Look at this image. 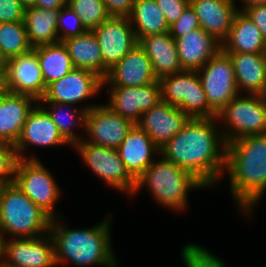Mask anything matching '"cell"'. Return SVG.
<instances>
[{
  "mask_svg": "<svg viewBox=\"0 0 266 267\" xmlns=\"http://www.w3.org/2000/svg\"><path fill=\"white\" fill-rule=\"evenodd\" d=\"M217 122V123H216ZM217 118H190L160 155L193 174L206 187L219 183L225 171L226 142Z\"/></svg>",
  "mask_w": 266,
  "mask_h": 267,
  "instance_id": "1",
  "label": "cell"
},
{
  "mask_svg": "<svg viewBox=\"0 0 266 267\" xmlns=\"http://www.w3.org/2000/svg\"><path fill=\"white\" fill-rule=\"evenodd\" d=\"M225 170L232 197L241 212L250 217L266 191V133L227 143Z\"/></svg>",
  "mask_w": 266,
  "mask_h": 267,
  "instance_id": "2",
  "label": "cell"
},
{
  "mask_svg": "<svg viewBox=\"0 0 266 267\" xmlns=\"http://www.w3.org/2000/svg\"><path fill=\"white\" fill-rule=\"evenodd\" d=\"M57 219H52L49 231L54 241L56 265L69 261L74 267H118L111 246L109 217L87 229H69Z\"/></svg>",
  "mask_w": 266,
  "mask_h": 267,
  "instance_id": "3",
  "label": "cell"
},
{
  "mask_svg": "<svg viewBox=\"0 0 266 267\" xmlns=\"http://www.w3.org/2000/svg\"><path fill=\"white\" fill-rule=\"evenodd\" d=\"M154 162L136 179L134 194L146 186L154 200L169 209L181 211L187 208L188 192L207 188L193 174L165 159Z\"/></svg>",
  "mask_w": 266,
  "mask_h": 267,
  "instance_id": "4",
  "label": "cell"
},
{
  "mask_svg": "<svg viewBox=\"0 0 266 267\" xmlns=\"http://www.w3.org/2000/svg\"><path fill=\"white\" fill-rule=\"evenodd\" d=\"M52 218L13 181L3 184L0 198V232L13 238H33L50 231Z\"/></svg>",
  "mask_w": 266,
  "mask_h": 267,
  "instance_id": "5",
  "label": "cell"
},
{
  "mask_svg": "<svg viewBox=\"0 0 266 267\" xmlns=\"http://www.w3.org/2000/svg\"><path fill=\"white\" fill-rule=\"evenodd\" d=\"M237 95L216 116L224 122L221 133L227 143L239 138L266 133V106L258 95Z\"/></svg>",
  "mask_w": 266,
  "mask_h": 267,
  "instance_id": "6",
  "label": "cell"
},
{
  "mask_svg": "<svg viewBox=\"0 0 266 267\" xmlns=\"http://www.w3.org/2000/svg\"><path fill=\"white\" fill-rule=\"evenodd\" d=\"M161 100L180 108L189 118H215L197 71H183L159 80Z\"/></svg>",
  "mask_w": 266,
  "mask_h": 267,
  "instance_id": "7",
  "label": "cell"
},
{
  "mask_svg": "<svg viewBox=\"0 0 266 267\" xmlns=\"http://www.w3.org/2000/svg\"><path fill=\"white\" fill-rule=\"evenodd\" d=\"M14 182L52 219L61 216L57 215L54 207L62 192L52 174L39 159H18Z\"/></svg>",
  "mask_w": 266,
  "mask_h": 267,
  "instance_id": "8",
  "label": "cell"
},
{
  "mask_svg": "<svg viewBox=\"0 0 266 267\" xmlns=\"http://www.w3.org/2000/svg\"><path fill=\"white\" fill-rule=\"evenodd\" d=\"M73 148L103 182L120 193L134 195L136 179L128 172L116 149L88 142H77Z\"/></svg>",
  "mask_w": 266,
  "mask_h": 267,
  "instance_id": "9",
  "label": "cell"
},
{
  "mask_svg": "<svg viewBox=\"0 0 266 267\" xmlns=\"http://www.w3.org/2000/svg\"><path fill=\"white\" fill-rule=\"evenodd\" d=\"M197 72L209 107L216 114L240 94L232 61L222 49Z\"/></svg>",
  "mask_w": 266,
  "mask_h": 267,
  "instance_id": "10",
  "label": "cell"
},
{
  "mask_svg": "<svg viewBox=\"0 0 266 267\" xmlns=\"http://www.w3.org/2000/svg\"><path fill=\"white\" fill-rule=\"evenodd\" d=\"M134 125L106 104H96L86 112L85 131L89 137L80 142L117 149Z\"/></svg>",
  "mask_w": 266,
  "mask_h": 267,
  "instance_id": "11",
  "label": "cell"
},
{
  "mask_svg": "<svg viewBox=\"0 0 266 267\" xmlns=\"http://www.w3.org/2000/svg\"><path fill=\"white\" fill-rule=\"evenodd\" d=\"M103 90V79L95 73L74 68L63 78L46 86L38 103H63L76 105Z\"/></svg>",
  "mask_w": 266,
  "mask_h": 267,
  "instance_id": "12",
  "label": "cell"
},
{
  "mask_svg": "<svg viewBox=\"0 0 266 267\" xmlns=\"http://www.w3.org/2000/svg\"><path fill=\"white\" fill-rule=\"evenodd\" d=\"M3 265L12 267H56L54 241L50 233L33 238L4 240Z\"/></svg>",
  "mask_w": 266,
  "mask_h": 267,
  "instance_id": "13",
  "label": "cell"
},
{
  "mask_svg": "<svg viewBox=\"0 0 266 267\" xmlns=\"http://www.w3.org/2000/svg\"><path fill=\"white\" fill-rule=\"evenodd\" d=\"M92 31L101 49L103 64L108 69L138 43L128 17L110 16Z\"/></svg>",
  "mask_w": 266,
  "mask_h": 267,
  "instance_id": "14",
  "label": "cell"
},
{
  "mask_svg": "<svg viewBox=\"0 0 266 267\" xmlns=\"http://www.w3.org/2000/svg\"><path fill=\"white\" fill-rule=\"evenodd\" d=\"M109 103L115 113L136 124L143 113L150 110L161 101V86L159 80L144 86L110 87Z\"/></svg>",
  "mask_w": 266,
  "mask_h": 267,
  "instance_id": "15",
  "label": "cell"
},
{
  "mask_svg": "<svg viewBox=\"0 0 266 267\" xmlns=\"http://www.w3.org/2000/svg\"><path fill=\"white\" fill-rule=\"evenodd\" d=\"M158 81L150 58L137 43L119 62L114 64L103 79V87H135Z\"/></svg>",
  "mask_w": 266,
  "mask_h": 267,
  "instance_id": "16",
  "label": "cell"
},
{
  "mask_svg": "<svg viewBox=\"0 0 266 267\" xmlns=\"http://www.w3.org/2000/svg\"><path fill=\"white\" fill-rule=\"evenodd\" d=\"M64 144L70 143L61 135L48 112L39 103H35L14 145L18 159H38L35 156L25 157L23 152L27 150V145L52 147Z\"/></svg>",
  "mask_w": 266,
  "mask_h": 267,
  "instance_id": "17",
  "label": "cell"
},
{
  "mask_svg": "<svg viewBox=\"0 0 266 267\" xmlns=\"http://www.w3.org/2000/svg\"><path fill=\"white\" fill-rule=\"evenodd\" d=\"M189 119L180 108L161 100L143 113L136 125L161 149L182 130Z\"/></svg>",
  "mask_w": 266,
  "mask_h": 267,
  "instance_id": "18",
  "label": "cell"
},
{
  "mask_svg": "<svg viewBox=\"0 0 266 267\" xmlns=\"http://www.w3.org/2000/svg\"><path fill=\"white\" fill-rule=\"evenodd\" d=\"M7 87L12 93L40 100L46 90L40 63L34 49L6 62Z\"/></svg>",
  "mask_w": 266,
  "mask_h": 267,
  "instance_id": "19",
  "label": "cell"
},
{
  "mask_svg": "<svg viewBox=\"0 0 266 267\" xmlns=\"http://www.w3.org/2000/svg\"><path fill=\"white\" fill-rule=\"evenodd\" d=\"M175 43L183 71H198L222 49V43L202 28L177 38Z\"/></svg>",
  "mask_w": 266,
  "mask_h": 267,
  "instance_id": "20",
  "label": "cell"
},
{
  "mask_svg": "<svg viewBox=\"0 0 266 267\" xmlns=\"http://www.w3.org/2000/svg\"><path fill=\"white\" fill-rule=\"evenodd\" d=\"M128 172L137 179L153 162L160 148L136 124L116 149Z\"/></svg>",
  "mask_w": 266,
  "mask_h": 267,
  "instance_id": "21",
  "label": "cell"
},
{
  "mask_svg": "<svg viewBox=\"0 0 266 267\" xmlns=\"http://www.w3.org/2000/svg\"><path fill=\"white\" fill-rule=\"evenodd\" d=\"M202 28L221 43L227 38L238 11L235 0H189Z\"/></svg>",
  "mask_w": 266,
  "mask_h": 267,
  "instance_id": "22",
  "label": "cell"
},
{
  "mask_svg": "<svg viewBox=\"0 0 266 267\" xmlns=\"http://www.w3.org/2000/svg\"><path fill=\"white\" fill-rule=\"evenodd\" d=\"M38 100L30 95L8 92L0 98V142L15 145L28 115Z\"/></svg>",
  "mask_w": 266,
  "mask_h": 267,
  "instance_id": "23",
  "label": "cell"
},
{
  "mask_svg": "<svg viewBox=\"0 0 266 267\" xmlns=\"http://www.w3.org/2000/svg\"><path fill=\"white\" fill-rule=\"evenodd\" d=\"M138 43L150 58L152 69L158 80L183 72L178 59L175 39L169 32L142 37Z\"/></svg>",
  "mask_w": 266,
  "mask_h": 267,
  "instance_id": "24",
  "label": "cell"
},
{
  "mask_svg": "<svg viewBox=\"0 0 266 267\" xmlns=\"http://www.w3.org/2000/svg\"><path fill=\"white\" fill-rule=\"evenodd\" d=\"M266 40L259 28L243 11H237L227 38L222 42L226 53H264Z\"/></svg>",
  "mask_w": 266,
  "mask_h": 267,
  "instance_id": "25",
  "label": "cell"
},
{
  "mask_svg": "<svg viewBox=\"0 0 266 267\" xmlns=\"http://www.w3.org/2000/svg\"><path fill=\"white\" fill-rule=\"evenodd\" d=\"M74 68L85 69L105 78L108 68L103 64L101 49L95 33L87 30L83 34L63 41Z\"/></svg>",
  "mask_w": 266,
  "mask_h": 267,
  "instance_id": "26",
  "label": "cell"
},
{
  "mask_svg": "<svg viewBox=\"0 0 266 267\" xmlns=\"http://www.w3.org/2000/svg\"><path fill=\"white\" fill-rule=\"evenodd\" d=\"M232 61L239 93L258 95L266 78L264 53H227ZM244 90V91H243Z\"/></svg>",
  "mask_w": 266,
  "mask_h": 267,
  "instance_id": "27",
  "label": "cell"
},
{
  "mask_svg": "<svg viewBox=\"0 0 266 267\" xmlns=\"http://www.w3.org/2000/svg\"><path fill=\"white\" fill-rule=\"evenodd\" d=\"M59 10L29 7L25 8V26L33 47L59 42L57 19Z\"/></svg>",
  "mask_w": 266,
  "mask_h": 267,
  "instance_id": "28",
  "label": "cell"
},
{
  "mask_svg": "<svg viewBox=\"0 0 266 267\" xmlns=\"http://www.w3.org/2000/svg\"><path fill=\"white\" fill-rule=\"evenodd\" d=\"M128 18L137 41L149 35L169 32L170 26L155 0H134L132 13Z\"/></svg>",
  "mask_w": 266,
  "mask_h": 267,
  "instance_id": "29",
  "label": "cell"
},
{
  "mask_svg": "<svg viewBox=\"0 0 266 267\" xmlns=\"http://www.w3.org/2000/svg\"><path fill=\"white\" fill-rule=\"evenodd\" d=\"M45 82V86L63 78L74 69L71 57L63 42L33 47Z\"/></svg>",
  "mask_w": 266,
  "mask_h": 267,
  "instance_id": "30",
  "label": "cell"
},
{
  "mask_svg": "<svg viewBox=\"0 0 266 267\" xmlns=\"http://www.w3.org/2000/svg\"><path fill=\"white\" fill-rule=\"evenodd\" d=\"M49 114L51 120L57 126L61 135L70 143L71 146H74L77 142L83 140L84 137L75 133L74 127L81 126L80 128L85 129V117L86 112L92 107L96 106L95 104L85 106L84 108L78 109L75 105L63 104V103H46L47 106L44 107V104L39 103ZM47 108V109H46ZM50 108V109H49ZM79 135V136H78Z\"/></svg>",
  "mask_w": 266,
  "mask_h": 267,
  "instance_id": "31",
  "label": "cell"
},
{
  "mask_svg": "<svg viewBox=\"0 0 266 267\" xmlns=\"http://www.w3.org/2000/svg\"><path fill=\"white\" fill-rule=\"evenodd\" d=\"M32 49L24 21L0 23V53L6 62Z\"/></svg>",
  "mask_w": 266,
  "mask_h": 267,
  "instance_id": "32",
  "label": "cell"
},
{
  "mask_svg": "<svg viewBox=\"0 0 266 267\" xmlns=\"http://www.w3.org/2000/svg\"><path fill=\"white\" fill-rule=\"evenodd\" d=\"M87 30H93L110 17L103 0H67Z\"/></svg>",
  "mask_w": 266,
  "mask_h": 267,
  "instance_id": "33",
  "label": "cell"
},
{
  "mask_svg": "<svg viewBox=\"0 0 266 267\" xmlns=\"http://www.w3.org/2000/svg\"><path fill=\"white\" fill-rule=\"evenodd\" d=\"M181 257L186 267H226L210 250L196 243L183 246Z\"/></svg>",
  "mask_w": 266,
  "mask_h": 267,
  "instance_id": "34",
  "label": "cell"
},
{
  "mask_svg": "<svg viewBox=\"0 0 266 267\" xmlns=\"http://www.w3.org/2000/svg\"><path fill=\"white\" fill-rule=\"evenodd\" d=\"M57 29L59 42L79 36L87 31L80 17L67 5L59 10Z\"/></svg>",
  "mask_w": 266,
  "mask_h": 267,
  "instance_id": "35",
  "label": "cell"
},
{
  "mask_svg": "<svg viewBox=\"0 0 266 267\" xmlns=\"http://www.w3.org/2000/svg\"><path fill=\"white\" fill-rule=\"evenodd\" d=\"M18 157L12 144L0 142V183L14 181L15 168Z\"/></svg>",
  "mask_w": 266,
  "mask_h": 267,
  "instance_id": "36",
  "label": "cell"
},
{
  "mask_svg": "<svg viewBox=\"0 0 266 267\" xmlns=\"http://www.w3.org/2000/svg\"><path fill=\"white\" fill-rule=\"evenodd\" d=\"M198 28H200L199 19L192 6L189 4L184 9L179 19L170 25L169 33L176 40Z\"/></svg>",
  "mask_w": 266,
  "mask_h": 267,
  "instance_id": "37",
  "label": "cell"
},
{
  "mask_svg": "<svg viewBox=\"0 0 266 267\" xmlns=\"http://www.w3.org/2000/svg\"><path fill=\"white\" fill-rule=\"evenodd\" d=\"M25 8L19 0H0V23L24 21Z\"/></svg>",
  "mask_w": 266,
  "mask_h": 267,
  "instance_id": "38",
  "label": "cell"
},
{
  "mask_svg": "<svg viewBox=\"0 0 266 267\" xmlns=\"http://www.w3.org/2000/svg\"><path fill=\"white\" fill-rule=\"evenodd\" d=\"M164 13L168 25L176 22L184 9L189 5V0H155Z\"/></svg>",
  "mask_w": 266,
  "mask_h": 267,
  "instance_id": "39",
  "label": "cell"
},
{
  "mask_svg": "<svg viewBox=\"0 0 266 267\" xmlns=\"http://www.w3.org/2000/svg\"><path fill=\"white\" fill-rule=\"evenodd\" d=\"M110 16L129 17L134 0H103Z\"/></svg>",
  "mask_w": 266,
  "mask_h": 267,
  "instance_id": "40",
  "label": "cell"
},
{
  "mask_svg": "<svg viewBox=\"0 0 266 267\" xmlns=\"http://www.w3.org/2000/svg\"><path fill=\"white\" fill-rule=\"evenodd\" d=\"M252 22L259 28L262 36L266 40V4L243 9Z\"/></svg>",
  "mask_w": 266,
  "mask_h": 267,
  "instance_id": "41",
  "label": "cell"
},
{
  "mask_svg": "<svg viewBox=\"0 0 266 267\" xmlns=\"http://www.w3.org/2000/svg\"><path fill=\"white\" fill-rule=\"evenodd\" d=\"M67 5V0H35L34 7L60 10Z\"/></svg>",
  "mask_w": 266,
  "mask_h": 267,
  "instance_id": "42",
  "label": "cell"
},
{
  "mask_svg": "<svg viewBox=\"0 0 266 267\" xmlns=\"http://www.w3.org/2000/svg\"><path fill=\"white\" fill-rule=\"evenodd\" d=\"M8 92L6 70H0V98L4 97Z\"/></svg>",
  "mask_w": 266,
  "mask_h": 267,
  "instance_id": "43",
  "label": "cell"
},
{
  "mask_svg": "<svg viewBox=\"0 0 266 267\" xmlns=\"http://www.w3.org/2000/svg\"><path fill=\"white\" fill-rule=\"evenodd\" d=\"M243 3L241 7V9H239V11H243V9L245 8H251V7H255V6H261V5H265L266 4V0H242Z\"/></svg>",
  "mask_w": 266,
  "mask_h": 267,
  "instance_id": "44",
  "label": "cell"
},
{
  "mask_svg": "<svg viewBox=\"0 0 266 267\" xmlns=\"http://www.w3.org/2000/svg\"><path fill=\"white\" fill-rule=\"evenodd\" d=\"M260 100L263 102V104L266 106V78L263 84V87L261 89V92L258 94Z\"/></svg>",
  "mask_w": 266,
  "mask_h": 267,
  "instance_id": "45",
  "label": "cell"
},
{
  "mask_svg": "<svg viewBox=\"0 0 266 267\" xmlns=\"http://www.w3.org/2000/svg\"><path fill=\"white\" fill-rule=\"evenodd\" d=\"M4 240L5 239L0 232V266L3 264Z\"/></svg>",
  "mask_w": 266,
  "mask_h": 267,
  "instance_id": "46",
  "label": "cell"
},
{
  "mask_svg": "<svg viewBox=\"0 0 266 267\" xmlns=\"http://www.w3.org/2000/svg\"><path fill=\"white\" fill-rule=\"evenodd\" d=\"M19 2L24 8L34 7L35 5V0H19Z\"/></svg>",
  "mask_w": 266,
  "mask_h": 267,
  "instance_id": "47",
  "label": "cell"
},
{
  "mask_svg": "<svg viewBox=\"0 0 266 267\" xmlns=\"http://www.w3.org/2000/svg\"><path fill=\"white\" fill-rule=\"evenodd\" d=\"M6 69V61L3 59L1 53H0V70Z\"/></svg>",
  "mask_w": 266,
  "mask_h": 267,
  "instance_id": "48",
  "label": "cell"
},
{
  "mask_svg": "<svg viewBox=\"0 0 266 267\" xmlns=\"http://www.w3.org/2000/svg\"><path fill=\"white\" fill-rule=\"evenodd\" d=\"M2 188H3V184L0 183V198H1Z\"/></svg>",
  "mask_w": 266,
  "mask_h": 267,
  "instance_id": "49",
  "label": "cell"
},
{
  "mask_svg": "<svg viewBox=\"0 0 266 267\" xmlns=\"http://www.w3.org/2000/svg\"><path fill=\"white\" fill-rule=\"evenodd\" d=\"M264 56L266 58V43H265V49H264Z\"/></svg>",
  "mask_w": 266,
  "mask_h": 267,
  "instance_id": "50",
  "label": "cell"
},
{
  "mask_svg": "<svg viewBox=\"0 0 266 267\" xmlns=\"http://www.w3.org/2000/svg\"><path fill=\"white\" fill-rule=\"evenodd\" d=\"M0 267H12V266H4L3 264Z\"/></svg>",
  "mask_w": 266,
  "mask_h": 267,
  "instance_id": "51",
  "label": "cell"
}]
</instances>
